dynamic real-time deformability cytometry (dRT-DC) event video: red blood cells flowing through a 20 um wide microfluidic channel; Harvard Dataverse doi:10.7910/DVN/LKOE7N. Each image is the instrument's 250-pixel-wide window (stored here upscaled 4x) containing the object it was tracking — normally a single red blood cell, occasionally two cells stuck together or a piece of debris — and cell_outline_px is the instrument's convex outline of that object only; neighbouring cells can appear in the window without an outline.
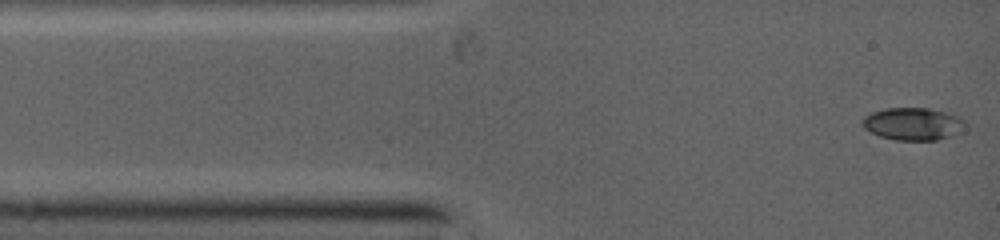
{"species": "common noctule bat (a hibernating species)", "species_latin": "Nyctalus noctula", "temperature_condition": "warm", "stored_images_in_passage": 68, "camera_frame_rate_fps": 5000, "um_per_image_px": 0.085, "animal": {"sex": "female", "body_mass_g": 19.0, "forearm_length_mm": 53.3}, "frame": {"image": 1, "passage_image": 1, "time_ms": 0.0, "image_size_px": [1000, 240], "cell_outline_px": [[964, 120], [948, 136], [936, 140], [896, 140], [880, 136], [864, 128], [864, 116], [872, 112], [888, 108], [928, 108], [944, 112], [956, 116]], "centroid_in_image_um": [77.48, 10.52], "position_along_channel_um": 7.5, "area_um2": 18.5}}
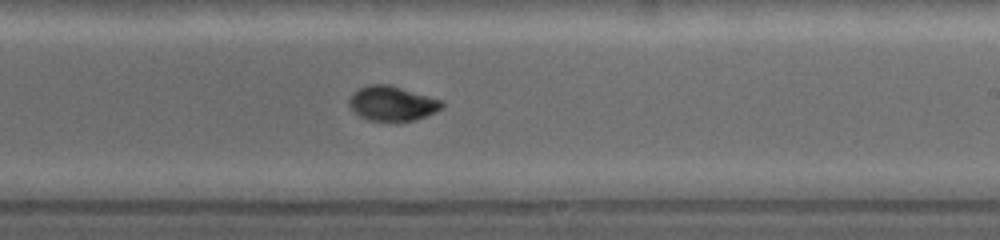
{"frame": {"image": 2, "passage_image": 26, "time_ms": 6.8, "image_size_px": [1000, 240], "cell_outline_px": [[444, 104], [440, 108], [424, 116], [412, 120], [396, 124], [372, 120], [360, 116], [348, 104], [348, 100], [360, 88], [372, 84], [388, 84], [440, 100]], "centroid_in_image_um": [33.31, 8.83], "position_along_channel_um": 255.7, "area_um2": 18.44}}
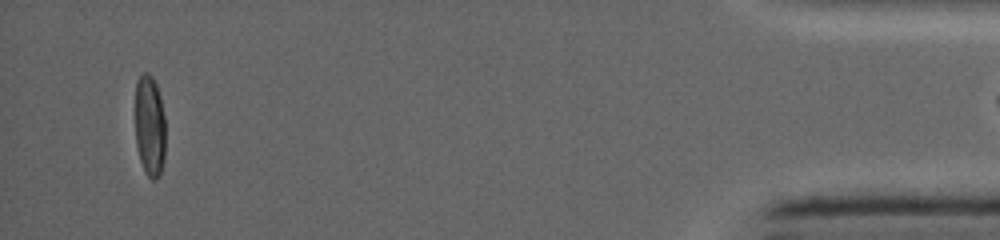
{"frame": {"image": 3, "passage_image": 66, "time_ms": 12.8, "image_size_px": [1000, 240], "cell_outline_px": [[164, 156], [160, 172], [152, 180], [148, 176], [140, 160], [136, 144], [136, 80], [140, 72], [148, 72], [152, 76], [156, 84], [160, 96], [164, 116]], "centroid_in_image_um": [12.71, 10.61], "position_along_channel_um": 422.5, "area_um2": 17.69}}